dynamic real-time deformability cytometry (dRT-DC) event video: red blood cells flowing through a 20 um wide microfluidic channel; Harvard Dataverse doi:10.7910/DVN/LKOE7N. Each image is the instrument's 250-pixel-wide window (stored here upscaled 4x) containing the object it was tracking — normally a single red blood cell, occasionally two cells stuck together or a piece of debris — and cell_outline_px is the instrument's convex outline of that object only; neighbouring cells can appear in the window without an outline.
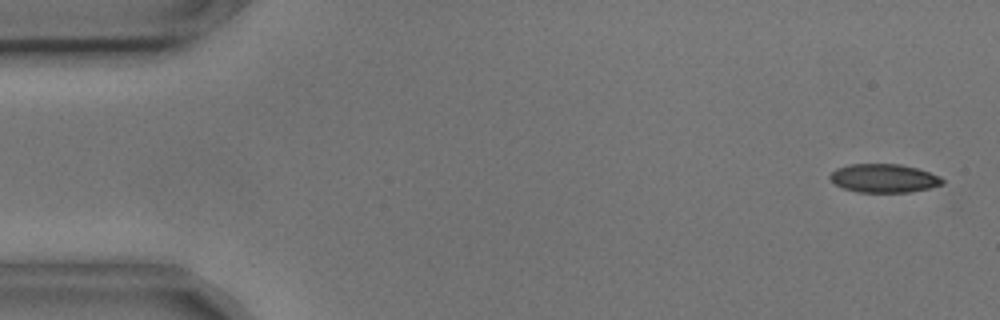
{"species": "common noctule bat (a hibernating species)", "species_latin": "Nyctalus noctula", "temperature_condition": "cold", "stored_images_in_passage": 4, "camera_frame_rate_fps": 3000, "um_per_image_px": 0.085, "animal": {"sex": "male", "body_mass_g": 17.9, "forearm_length_mm": 54.2}, "frame": {"image": 1, "passage_image": 1, "time_ms": 0.0, "image_size_px": [1000, 320], "cell_outline_px": [[944, 184], [928, 188], [908, 192], [856, 192], [844, 188], [836, 184], [828, 176], [836, 168], [848, 164], [900, 164], [916, 168], [940, 176], [944, 180]], "centroid_in_image_um": [75.12, 15.14], "position_along_channel_um": 9.9, "area_um2": 18.61}}